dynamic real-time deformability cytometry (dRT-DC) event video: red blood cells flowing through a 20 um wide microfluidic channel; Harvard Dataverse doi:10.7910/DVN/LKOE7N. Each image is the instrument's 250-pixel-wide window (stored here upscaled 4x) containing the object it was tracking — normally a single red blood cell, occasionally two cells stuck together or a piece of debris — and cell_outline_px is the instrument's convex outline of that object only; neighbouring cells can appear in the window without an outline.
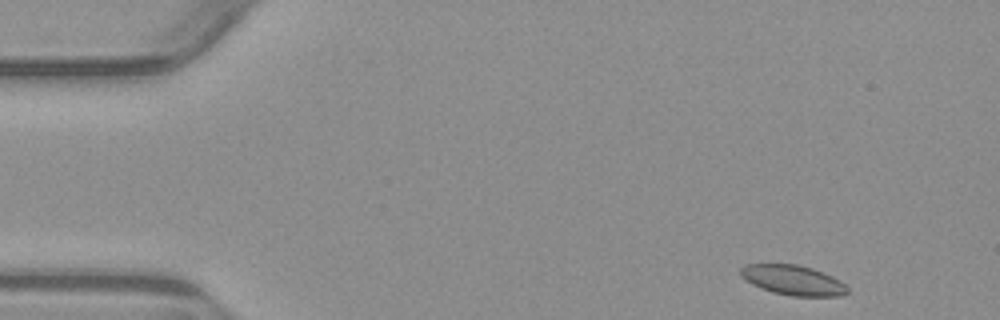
{"species": "common noctule bat (a hibernating species)", "species_latin": "Nyctalus noctula", "temperature_condition": "warm", "stored_images_in_passage": 5, "camera_frame_rate_fps": 3000, "um_per_image_px": 0.085, "animal": {"sex": "male", "body_mass_g": 23.1, "forearm_length_mm": 52.7}, "frame": {"image": 1, "passage_image": 1, "time_ms": 0.0, "image_size_px": [1000, 320], "cell_outline_px": [[848, 292], [844, 296], [792, 296], [772, 292], [752, 284], [740, 276], [740, 268], [744, 264], [796, 264], [812, 268], [832, 276], [840, 280], [848, 288]], "centroid_in_image_um": [67.4, 23.81], "position_along_channel_um": 17.6, "area_um2": 18.67}}
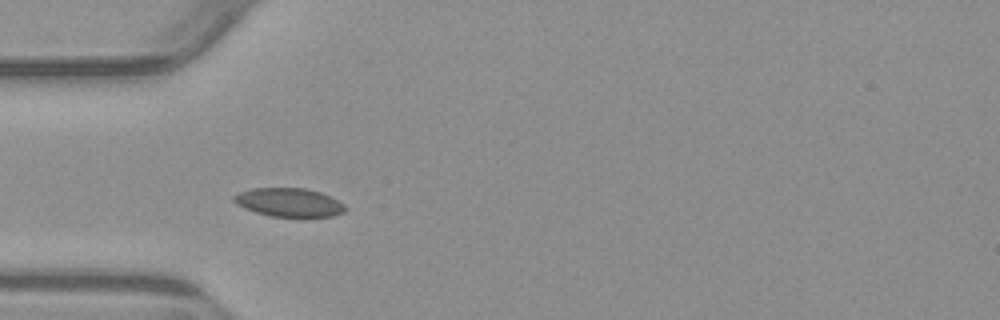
{"frame": {"image": 2, "passage_image": 4, "time_ms": 3.667, "image_size_px": [1000, 320], "cell_outline_px": [[348, 208], [344, 212], [332, 216], [272, 216], [256, 212], [244, 208], [236, 204], [232, 200], [232, 196], [240, 192], [252, 188], [304, 188], [320, 192], [332, 196], [344, 204]], "centroid_in_image_um": [24.57, 17.19], "position_along_channel_um": 60.4, "area_um2": 18.55}}
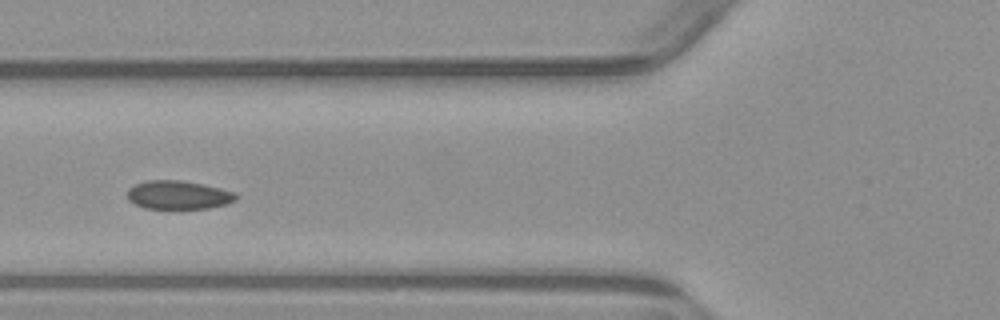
{"frame": {"image": 3, "passage_image": 5, "time_ms": 5.0, "image_size_px": [1000, 320], "cell_outline_px": [[240, 196], [236, 200], [224, 204], [208, 208], [180, 212], [144, 208], [128, 200], [128, 188], [132, 184], [148, 180], [180, 180], [204, 184], [236, 192]], "centroid_in_image_um": [15.16, 16.61], "position_along_channel_um": 110.6, "area_um2": 19.07}}